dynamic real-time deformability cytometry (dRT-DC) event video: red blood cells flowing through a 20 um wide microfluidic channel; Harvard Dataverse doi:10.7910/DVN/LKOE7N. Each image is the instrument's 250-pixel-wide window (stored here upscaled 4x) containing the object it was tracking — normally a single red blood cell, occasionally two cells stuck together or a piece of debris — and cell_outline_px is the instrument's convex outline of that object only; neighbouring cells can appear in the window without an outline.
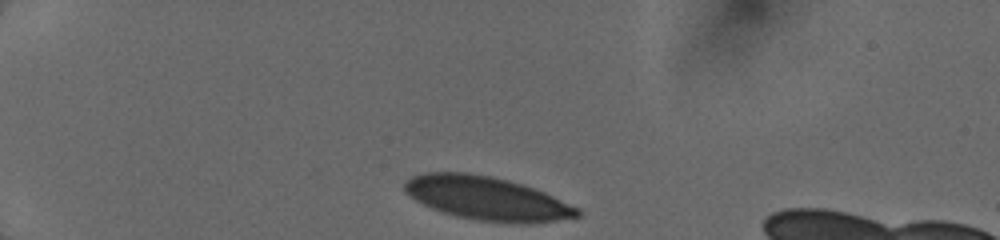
{"species": "human", "species_latin": "Homo sapiens", "temperature_condition": "cold", "stored_images_in_passage": 9, "camera_frame_rate_fps": 3000, "um_per_image_px": 0.085, "donor": {"sex": "female"}, "frame": {"image": 1, "passage_image": 1, "time_ms": 0.0, "image_size_px": [1000, 240], "cell_outline_px": [[580, 216], [532, 224], [516, 224], [476, 220], [456, 216], [432, 208], [416, 200], [404, 192], [404, 180], [412, 176], [424, 172], [468, 172], [508, 180], [544, 192], [580, 208]], "centroid_in_image_um": [41.37, 16.87], "position_along_channel_um": 43.6, "area_um2": 43.87}}